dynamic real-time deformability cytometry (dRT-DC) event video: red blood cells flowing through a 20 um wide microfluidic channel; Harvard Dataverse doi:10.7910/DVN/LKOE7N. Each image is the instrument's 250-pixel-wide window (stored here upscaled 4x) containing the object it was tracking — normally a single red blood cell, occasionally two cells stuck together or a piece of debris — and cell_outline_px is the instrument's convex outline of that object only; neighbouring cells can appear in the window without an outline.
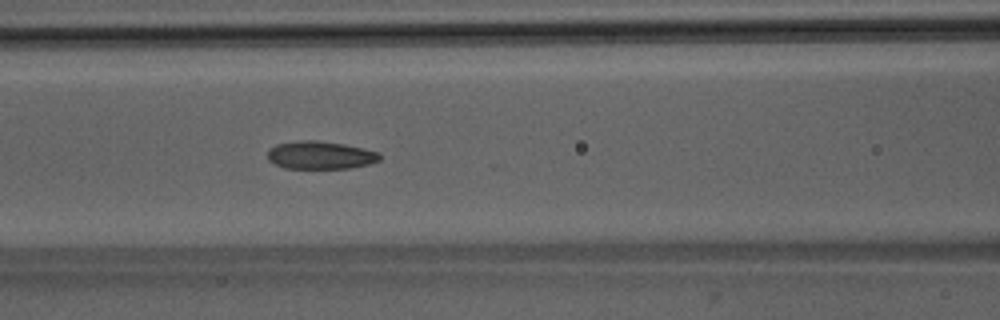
{"species": "Egyptian fruit bat (a non-hibernating species)", "species_latin": "Rousettus aegyptiacus", "temperature_condition": "room temperature", "stored_images_in_passage": 38, "camera_frame_rate_fps": 3000, "um_per_image_px": 0.085, "animal": {"sex": "male"}, "frame": {"image": 1, "passage_image": 9, "time_ms": 2.667, "image_size_px": [1000, 320], "cell_outline_px": [[380, 160], [368, 164], [352, 168], [284, 168], [268, 160], [268, 148], [276, 144], [296, 140], [316, 140], [344, 144], [364, 148], [380, 152]], "centroid_in_image_um": [27.22, 13.18], "position_along_channel_um": 139.4, "area_um2": 18.38}}
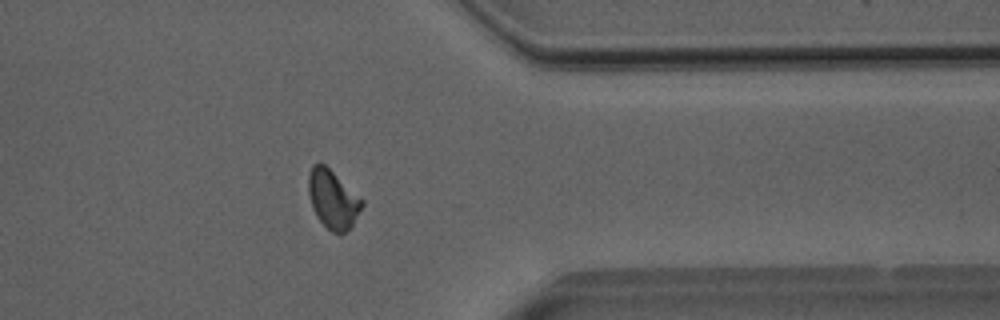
{"frame": {"image": 2, "passage_image": 28, "time_ms": 9.0, "image_size_px": [1000, 320], "cell_outline_px": [[364, 204], [352, 224], [340, 236], [332, 232], [316, 216], [312, 208], [308, 192], [308, 176], [312, 164], [320, 160], [364, 200]], "centroid_in_image_um": [28.27, 16.91], "position_along_channel_um": 383.1, "area_um2": 18.32}}
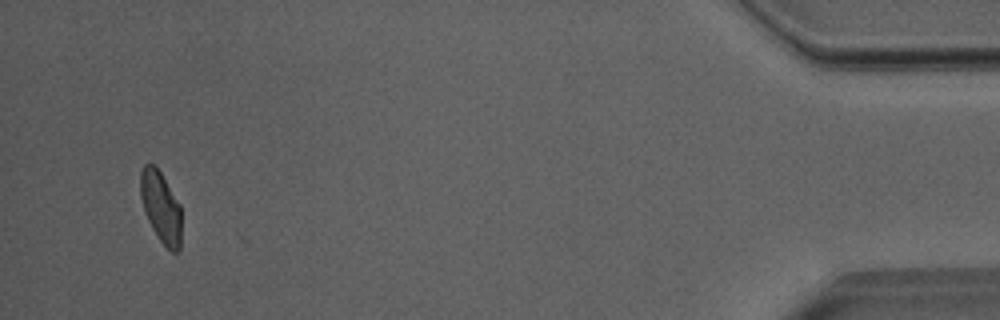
{"frame": {"image": 3, "passage_image": 36, "time_ms": 11.667, "image_size_px": [1000, 320], "cell_outline_px": [[180, 252], [172, 252], [160, 240], [152, 228], [144, 212], [140, 196], [140, 172], [144, 164], [156, 164], [180, 204]], "centroid_in_image_um": [13.65, 17.56], "position_along_channel_um": 421.5, "area_um2": 17.05}, "authors_computed_cell_mechanics": {"area_um2": 17.9469, "velocity_mm_per_s": 4.0106, "shape_relaxation_time_tau1_ms": 5.9126, "shape_relaxation_time_tau2_ms": 1.5088, "deformation_change_tau1": 0.1392, "deformation_change_tau2": 0.0653}}